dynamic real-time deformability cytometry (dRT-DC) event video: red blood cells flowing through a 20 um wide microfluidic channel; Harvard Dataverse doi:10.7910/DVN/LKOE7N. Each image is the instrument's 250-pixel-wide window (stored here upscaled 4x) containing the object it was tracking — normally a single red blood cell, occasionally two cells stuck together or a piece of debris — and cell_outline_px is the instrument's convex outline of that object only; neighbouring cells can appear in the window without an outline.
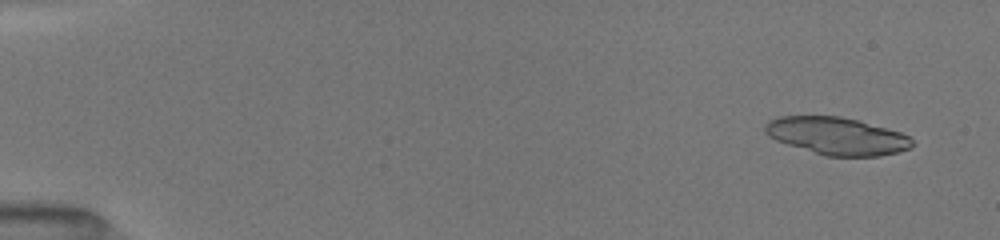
{"species": "common noctule bat (a hibernating species)", "species_latin": "Nyctalus noctula", "temperature_condition": "room temperature", "stored_images_in_passage": 4, "camera_frame_rate_fps": 3000, "um_per_image_px": 0.085, "animal": {"sex": "female", "body_mass_g": 19.5, "forearm_length_mm": 54.1}, "frame": {"image": 1, "passage_image": 2, "time_ms": 0.667, "image_size_px": [1000, 240], "cell_outline_px": [[912, 148], [880, 156], [824, 156], [776, 140], [768, 136], [764, 132], [764, 124], [768, 120], [780, 116], [840, 116], [860, 120], [900, 132], [908, 136], [912, 140]], "centroid_in_image_um": [71.11, 11.55], "position_along_channel_um": 13.9, "area_um2": 32.19}}